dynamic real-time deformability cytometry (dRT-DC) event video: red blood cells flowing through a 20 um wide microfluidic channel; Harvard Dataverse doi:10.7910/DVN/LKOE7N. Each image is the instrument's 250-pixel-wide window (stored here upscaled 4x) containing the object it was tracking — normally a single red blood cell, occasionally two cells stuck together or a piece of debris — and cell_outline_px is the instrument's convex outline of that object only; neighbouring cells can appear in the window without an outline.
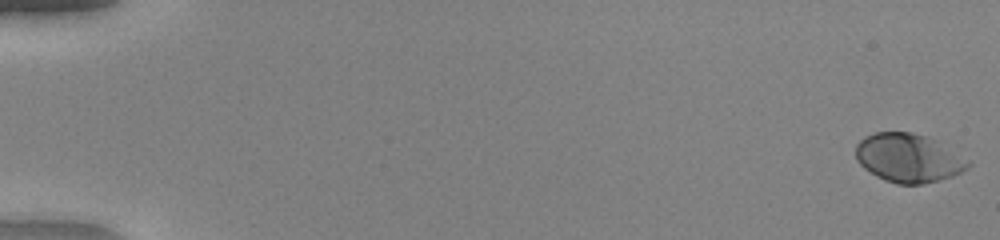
{"species": "human", "species_latin": "Homo sapiens", "temperature_condition": "warm", "stored_images_in_passage": 52, "camera_frame_rate_fps": 3000, "um_per_image_px": 0.085, "donor": {"sex": "female"}, "frame": {"image": 1, "passage_image": 1, "time_ms": 0.0, "image_size_px": [1000, 240], "cell_outline_px": [[972, 164], [968, 168], [952, 176], [920, 184], [896, 184], [884, 180], [876, 176], [864, 168], [856, 160], [856, 144], [864, 136], [876, 132], [912, 132], [940, 140], [968, 160]], "centroid_in_image_um": [77.22, 13.41], "position_along_channel_um": 7.8, "area_um2": 32.08}}
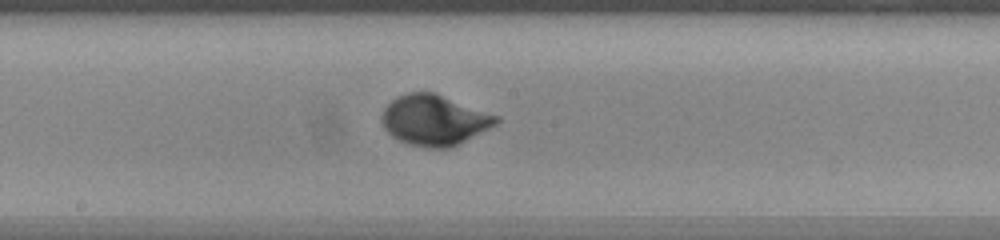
{"frame": {"image": 2, "passage_image": 30, "time_ms": 9.667, "image_size_px": [1000, 240], "cell_outline_px": [[500, 120], [496, 124], [460, 144], [452, 148], [428, 148], [408, 144], [392, 136], [384, 128], [380, 120], [380, 116], [384, 108], [396, 96], [408, 92], [436, 92], [500, 116]], "centroid_in_image_um": [36.91, 10.2], "position_along_channel_um": 211.3, "area_um2": 34.04}}
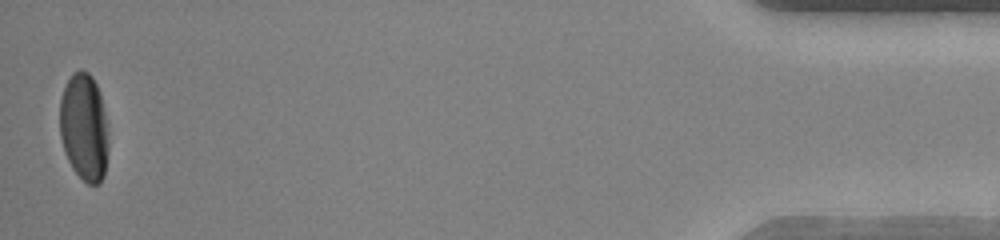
{"frame": {"image": 3, "passage_image": 52, "time_ms": 17.0, "image_size_px": [1000, 240], "cell_outline_px": [[108, 152], [104, 176], [100, 184], [88, 184], [72, 168], [64, 152], [60, 136], [60, 100], [64, 88], [72, 72], [80, 68], [88, 72], [92, 76], [100, 92], [108, 132]], "centroid_in_image_um": [7.15, 10.81], "position_along_channel_um": 428.1, "area_um2": 30.75}, "authors_computed_cell_mechanics": {"area_um2": 31.4432, "velocity_mm_per_s": 4.0534, "shape_relaxation_time_tau1_ms": 2.1826, "shape_relaxation_time_tau2_ms": null, "deformation_change_tau1": 0.1741, "deformation_change_tau2": null}}